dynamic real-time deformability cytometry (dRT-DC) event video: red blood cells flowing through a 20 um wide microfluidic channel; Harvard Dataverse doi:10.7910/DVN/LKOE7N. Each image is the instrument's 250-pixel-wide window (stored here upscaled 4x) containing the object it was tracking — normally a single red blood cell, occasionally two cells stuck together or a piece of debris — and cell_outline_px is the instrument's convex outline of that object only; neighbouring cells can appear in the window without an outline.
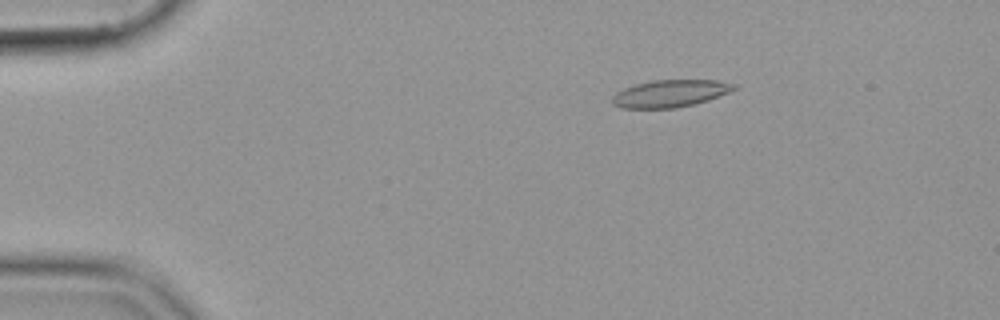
{"species": "common noctule bat (a hibernating species)", "species_latin": "Nyctalus noctula", "temperature_condition": "cold", "stored_images_in_passage": 55, "camera_frame_rate_fps": 3000, "um_per_image_px": 0.085, "animal": {"sex": "female", "body_mass_g": 19.9}, "frame": {"image": 1, "passage_image": 10, "time_ms": 3.0, "image_size_px": [1000, 320], "cell_outline_px": [[736, 88], [728, 92], [708, 100], [676, 108], [624, 108], [612, 104], [612, 96], [616, 92], [624, 88], [636, 84], [652, 80], [720, 80], [736, 84]], "centroid_in_image_um": [56.95, 7.94], "position_along_channel_um": 28.0, "area_um2": 19.25}}
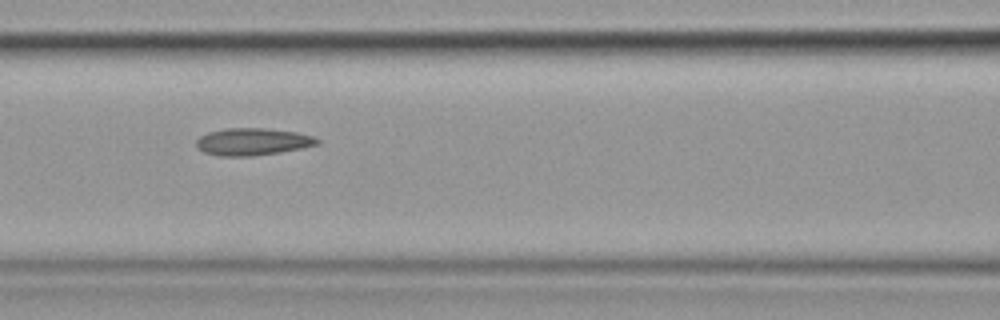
{"frame": {"image": 2, "passage_image": 25, "time_ms": 8.0, "image_size_px": [1000, 320], "cell_outline_px": [[320, 144], [280, 152], [252, 156], [220, 156], [204, 152], [196, 148], [196, 140], [200, 136], [208, 132], [224, 128], [264, 128], [296, 132], [312, 136], [320, 140]], "centroid_in_image_um": [21.44, 12.04], "position_along_channel_um": 145.2, "area_um2": 19.19}}
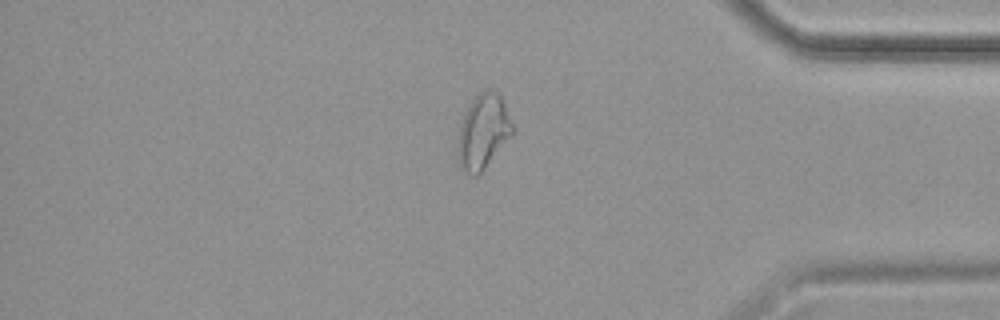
{"frame": {"image": 3, "passage_image": 47, "time_ms": 15.333, "image_size_px": [1000, 320], "cell_outline_px": [[512, 136], [484, 168], [476, 176], [468, 176], [460, 168], [456, 156], [456, 140], [460, 124], [464, 112], [468, 104], [480, 92], [488, 88], [492, 88], [500, 96], [504, 104], [512, 124]], "centroid_in_image_um": [41.0, 11.21], "position_along_channel_um": 394.2, "area_um2": 24.1}}